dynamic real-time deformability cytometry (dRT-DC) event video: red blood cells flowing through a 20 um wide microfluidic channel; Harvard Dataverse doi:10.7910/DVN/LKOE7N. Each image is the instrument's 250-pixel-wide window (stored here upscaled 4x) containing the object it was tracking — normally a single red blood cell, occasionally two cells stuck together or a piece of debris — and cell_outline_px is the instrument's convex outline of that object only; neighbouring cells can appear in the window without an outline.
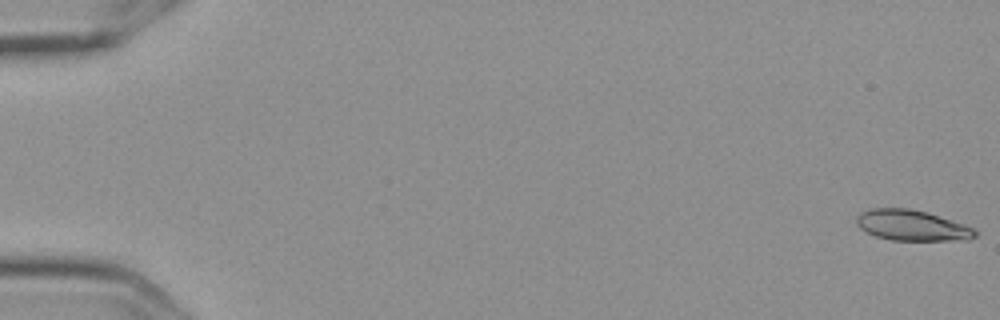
{"species": "Egyptian fruit bat (a non-hibernating species)", "species_latin": "Rousettus aegyptiacus", "temperature_condition": "cold", "stored_images_in_passage": 5, "camera_frame_rate_fps": 3000, "um_per_image_px": 0.085, "frame": {"image": 1, "passage_image": 1, "time_ms": 0.0, "image_size_px": [1000, 320], "cell_outline_px": [[980, 232], [976, 236], [968, 240], [892, 240], [876, 236], [860, 228], [856, 224], [856, 216], [860, 212], [872, 208], [908, 208], [928, 212], [976, 228]], "centroid_in_image_um": [77.55, 19.15], "position_along_channel_um": 7.4, "area_um2": 21.39}}
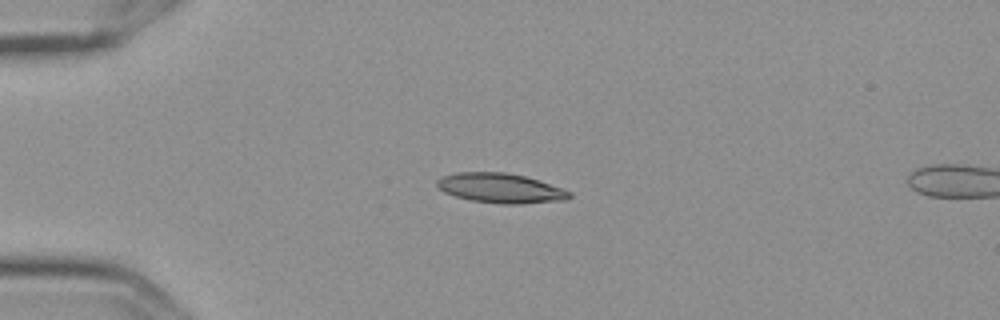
{"frame": {"image": 2, "passage_image": 4, "time_ms": 1.0, "image_size_px": [1000, 320], "cell_outline_px": [[572, 196], [564, 200], [520, 204], [500, 204], [472, 200], [456, 196], [444, 192], [436, 184], [436, 180], [440, 176], [456, 172], [504, 172], [524, 176], [540, 180], [564, 188], [572, 192]], "centroid_in_image_um": [42.56, 15.98], "position_along_channel_um": 42.4, "area_um2": 23.06}}